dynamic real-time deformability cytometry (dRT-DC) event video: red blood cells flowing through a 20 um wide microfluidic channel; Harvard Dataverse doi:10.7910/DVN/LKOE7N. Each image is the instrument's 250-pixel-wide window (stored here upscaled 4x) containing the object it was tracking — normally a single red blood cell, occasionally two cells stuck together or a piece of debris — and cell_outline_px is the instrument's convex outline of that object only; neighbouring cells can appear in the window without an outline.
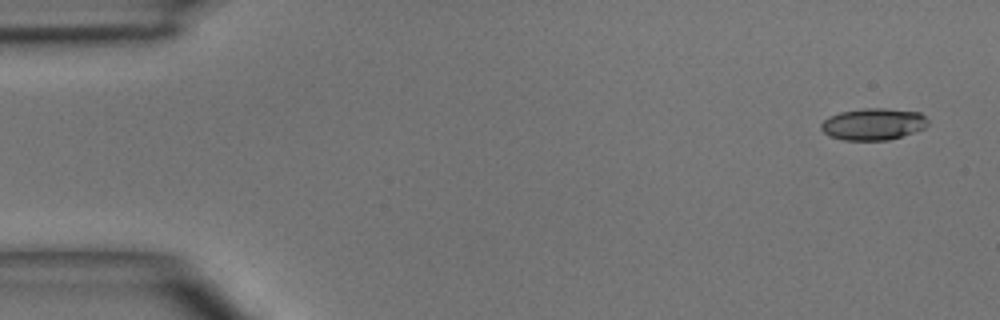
{"species": "common noctule bat (a hibernating species)", "species_latin": "Nyctalus noctula", "temperature_condition": "room temperature", "stored_images_in_passage": 4, "camera_frame_rate_fps": 3000, "um_per_image_px": 0.085, "animal": {"sex": "male", "body_mass_g": 15.6}, "frame": {"image": 1, "passage_image": 1, "time_ms": 0.0, "image_size_px": [1000, 320], "cell_outline_px": [[928, 124], [924, 128], [888, 140], [844, 140], [832, 136], [824, 132], [820, 128], [820, 124], [828, 116], [840, 112], [864, 108], [884, 108], [920, 112], [928, 120]], "centroid_in_image_um": [74.21, 10.54], "position_along_channel_um": 10.8, "area_um2": 19.65}}